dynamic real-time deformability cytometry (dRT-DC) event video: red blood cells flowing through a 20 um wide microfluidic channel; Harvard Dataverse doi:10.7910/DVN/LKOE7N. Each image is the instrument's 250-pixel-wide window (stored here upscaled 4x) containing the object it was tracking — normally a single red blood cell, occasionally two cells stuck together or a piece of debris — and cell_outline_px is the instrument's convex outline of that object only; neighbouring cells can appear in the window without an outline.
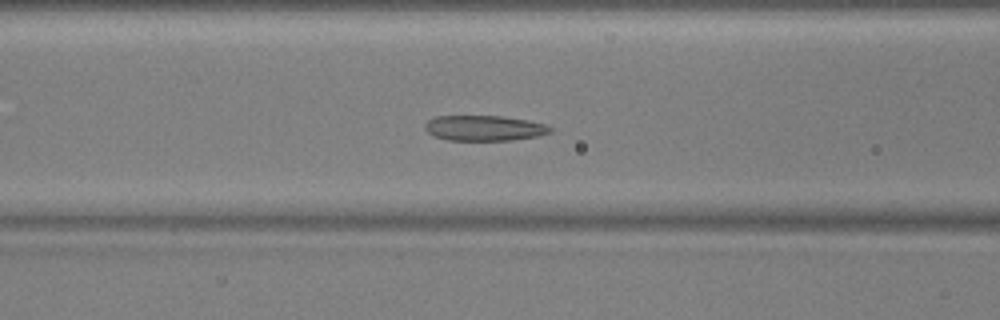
{"species": "common noctule bat (a hibernating species)", "species_latin": "Nyctalus noctula", "temperature_condition": "warm", "stored_images_in_passage": 38, "camera_frame_rate_fps": 3000, "um_per_image_px": 0.085, "animal": {"sex": "male", "body_mass_g": 17.9, "forearm_length_mm": 54.2}, "frame": {"image": 1, "passage_image": 7, "time_ms": 2.0, "image_size_px": [1000, 320], "cell_outline_px": [[552, 132], [536, 136], [512, 140], [448, 140], [432, 136], [424, 128], [424, 124], [428, 120], [436, 116], [500, 116], [528, 120], [544, 124], [552, 128]], "centroid_in_image_um": [41.12, 10.89], "position_along_channel_um": 125.5, "area_um2": 18.5}}
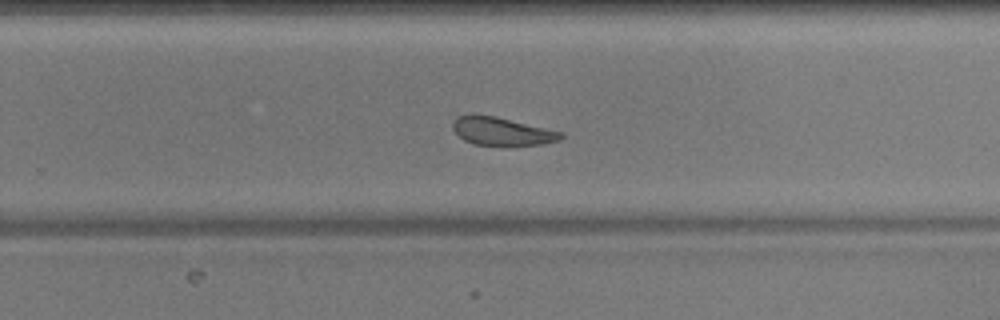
{"frame": {"image": 2, "passage_image": 20, "time_ms": 6.333, "image_size_px": [1000, 320], "cell_outline_px": [[564, 136], [560, 140], [540, 144], [508, 148], [504, 148], [476, 144], [464, 140], [452, 128], [452, 120], [456, 116], [472, 112], [496, 116], [564, 132]], "centroid_in_image_um": [42.64, 11.17], "position_along_channel_um": 287.2, "area_um2": 18.73}}
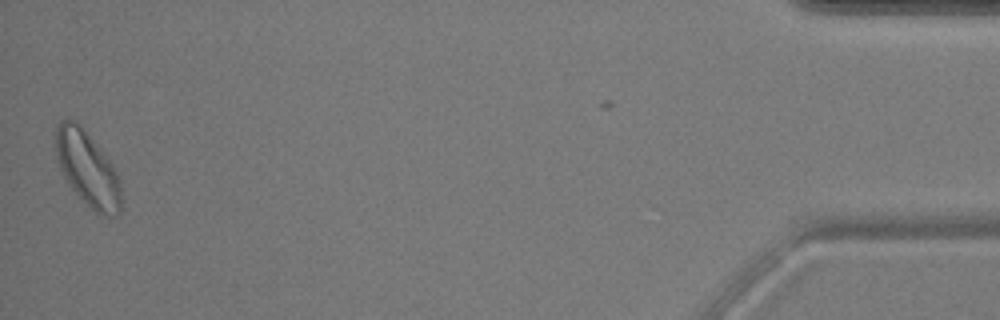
{"frame": {"image": 3, "passage_image": 38, "time_ms": 12.333, "image_size_px": [1000, 320], "cell_outline_px": [[120, 212], [116, 216], [100, 216], [72, 188], [64, 176], [60, 168], [56, 156], [56, 128], [60, 120], [68, 116], [80, 124], [112, 164], [120, 180]], "centroid_in_image_um": [7.43, 14.31], "position_along_channel_um": 427.8, "area_um2": 28.15}, "authors_computed_cell_mechanics": {"area_um2": 18.6983, "velocity_mm_per_s": 3.7402, "shape_relaxation_time_tau1_ms": 9.3293, "shape_relaxation_time_tau2_ms": 3.5634, "deformation_change_tau1": 0.2029, "deformation_change_tau2": 0.0962}}